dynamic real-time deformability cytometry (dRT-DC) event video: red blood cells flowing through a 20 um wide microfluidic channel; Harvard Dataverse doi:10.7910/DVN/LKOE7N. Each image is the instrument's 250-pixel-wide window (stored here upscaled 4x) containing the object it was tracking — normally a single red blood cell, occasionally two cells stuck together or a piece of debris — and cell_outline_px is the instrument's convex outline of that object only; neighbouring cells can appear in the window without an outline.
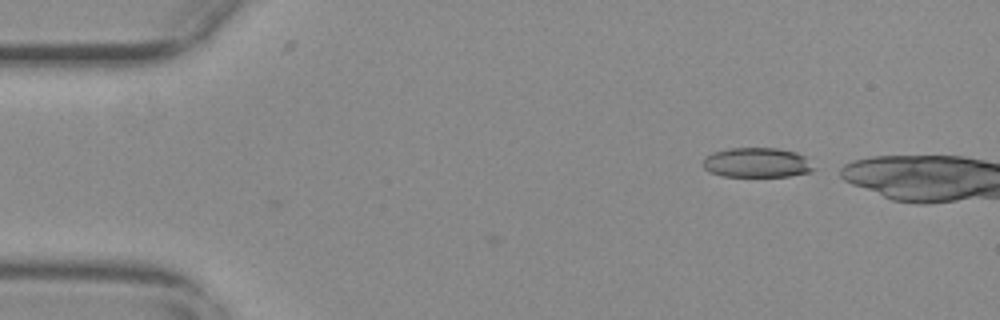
{"species": "common noctule bat (a hibernating species)", "species_latin": "Nyctalus noctula", "temperature_condition": "warm", "stored_images_in_passage": 6, "camera_frame_rate_fps": 3000, "um_per_image_px": 0.085, "animal": {"sex": "female", "body_mass_g": 29.2, "forearm_length_mm": 56.3}, "frame": {"image": 1, "passage_image": 6, "time_ms": 1.667, "image_size_px": [1000, 320], "cell_outline_px": [[816, 168], [808, 172], [788, 176], [724, 176], [708, 172], [704, 168], [704, 156], [712, 152], [728, 148], [776, 148], [796, 152], [804, 156]], "centroid_in_image_um": [64.31, 13.81], "position_along_channel_um": 20.7, "area_um2": 19.19}}